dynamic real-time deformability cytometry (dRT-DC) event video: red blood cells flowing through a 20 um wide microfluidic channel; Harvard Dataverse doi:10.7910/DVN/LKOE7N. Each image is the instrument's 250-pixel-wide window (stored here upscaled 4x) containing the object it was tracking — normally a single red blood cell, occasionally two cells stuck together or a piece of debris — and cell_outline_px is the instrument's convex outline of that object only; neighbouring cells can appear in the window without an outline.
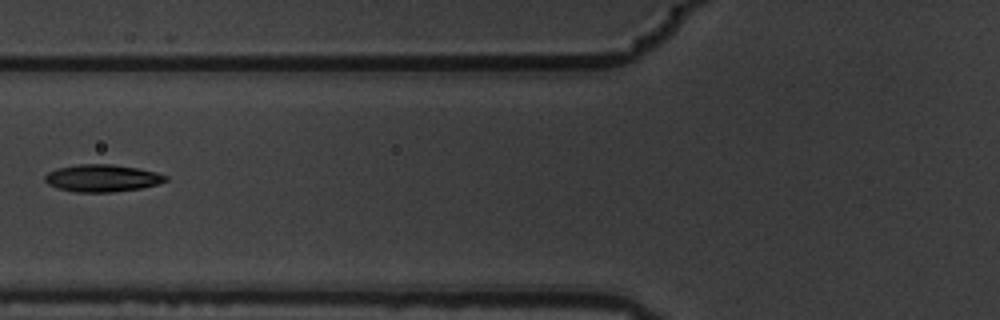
{"species": "common noctule bat (a hibernating species)", "species_latin": "Nyctalus noctula", "temperature_condition": "warm", "stored_images_in_passage": 8, "camera_frame_rate_fps": 3000, "um_per_image_px": 0.085, "animal": {"sex": "male", "body_mass_g": 19.5, "forearm_length_mm": 54.6}, "frame": {"image": 1, "passage_image": 5, "time_ms": 1.333, "image_size_px": [1000, 320], "cell_outline_px": [[168, 180], [156, 184], [140, 188], [112, 192], [76, 192], [56, 188], [48, 184], [44, 180], [44, 176], [48, 172], [56, 168], [76, 164], [112, 164], [140, 168], [156, 172], [168, 176]], "centroid_in_image_um": [8.66, 15.13], "position_along_channel_um": 117.1, "area_um2": 19.31}}
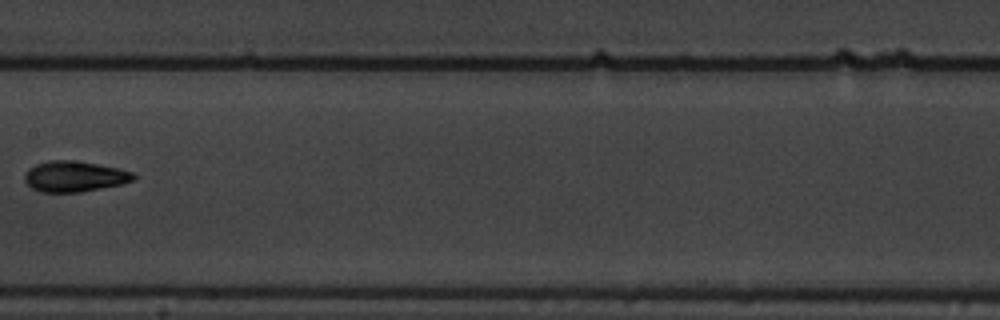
{"frame": {"image": 2, "passage_image": 7, "time_ms": 2.0, "image_size_px": [1000, 320], "cell_outline_px": [[136, 176], [132, 180], [120, 184], [80, 192], [40, 192], [32, 188], [24, 180], [24, 176], [28, 168], [36, 164], [48, 160], [72, 160], [96, 164], [116, 168], [132, 172]], "centroid_in_image_um": [6.27, 14.99], "position_along_channel_um": 201.1, "area_um2": 19.25}}
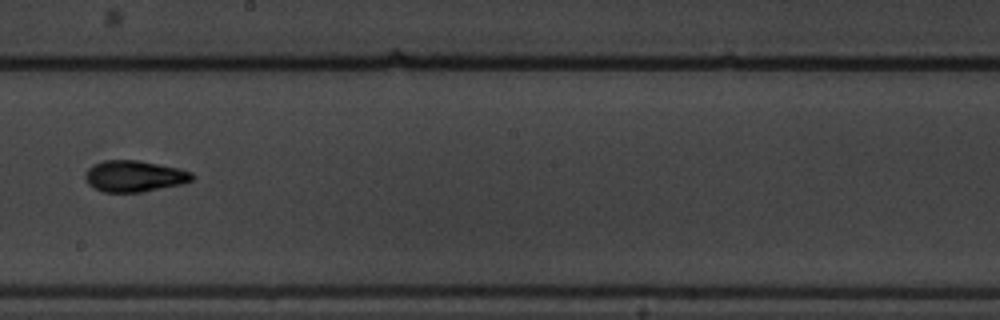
{"frame": {"image": 3, "passage_image": 8, "time_ms": 2.333, "image_size_px": [1000, 320], "cell_outline_px": [[196, 176], [192, 180], [184, 184], [140, 192], [104, 192], [88, 184], [84, 176], [88, 168], [104, 160], [136, 160], [180, 168], [192, 172]], "centroid_in_image_um": [11.46, 14.97], "position_along_channel_um": 236.7, "area_um2": 19.48}}